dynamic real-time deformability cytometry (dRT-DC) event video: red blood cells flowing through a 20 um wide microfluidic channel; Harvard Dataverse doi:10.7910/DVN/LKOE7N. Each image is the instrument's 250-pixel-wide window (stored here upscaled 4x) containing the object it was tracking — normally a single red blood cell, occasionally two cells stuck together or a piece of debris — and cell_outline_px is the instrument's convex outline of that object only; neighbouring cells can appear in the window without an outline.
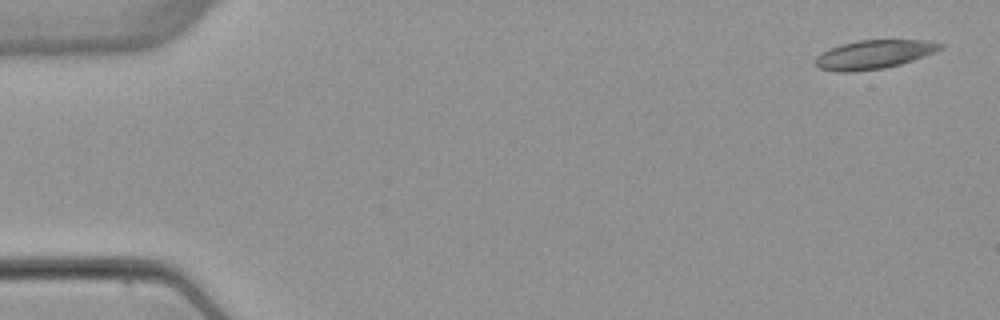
{"species": "common noctule bat (a hibernating species)", "species_latin": "Nyctalus noctula", "temperature_condition": "warm", "stored_images_in_passage": 5, "camera_frame_rate_fps": 3000, "um_per_image_px": 0.085, "animal": {"sex": "female", "body_mass_g": 22.7, "forearm_length_mm": 54.2}, "frame": {"image": 1, "passage_image": 1, "time_ms": 0.0, "image_size_px": [1000, 320], "cell_outline_px": [[944, 48], [924, 56], [900, 64], [884, 68], [852, 72], [836, 72], [820, 68], [816, 64], [816, 56], [820, 52], [828, 48], [840, 44], [860, 40], [928, 40], [944, 44]], "centroid_in_image_um": [74.27, 4.62], "position_along_channel_um": 10.7, "area_um2": 21.04}}
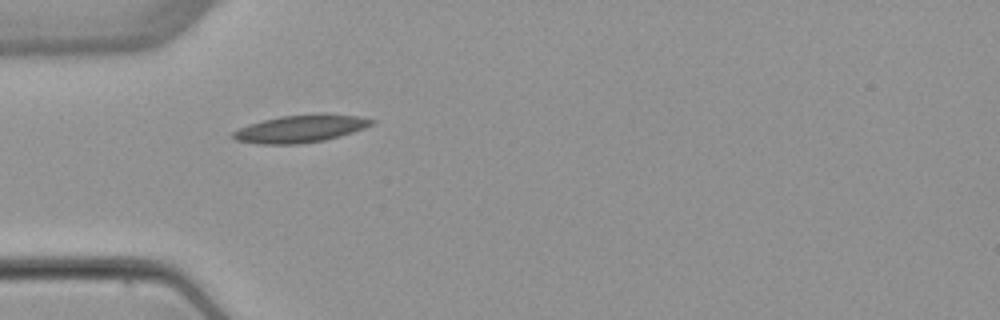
{"frame": {"image": 2, "passage_image": 5, "time_ms": 4.667, "image_size_px": [1000, 320], "cell_outline_px": [[376, 120], [372, 124], [364, 128], [340, 136], [324, 140], [296, 144], [260, 144], [236, 140], [232, 136], [232, 132], [248, 124], [280, 116], [324, 112], [360, 116]], "centroid_in_image_um": [25.58, 10.91], "position_along_channel_um": 59.4, "area_um2": 22.37}}